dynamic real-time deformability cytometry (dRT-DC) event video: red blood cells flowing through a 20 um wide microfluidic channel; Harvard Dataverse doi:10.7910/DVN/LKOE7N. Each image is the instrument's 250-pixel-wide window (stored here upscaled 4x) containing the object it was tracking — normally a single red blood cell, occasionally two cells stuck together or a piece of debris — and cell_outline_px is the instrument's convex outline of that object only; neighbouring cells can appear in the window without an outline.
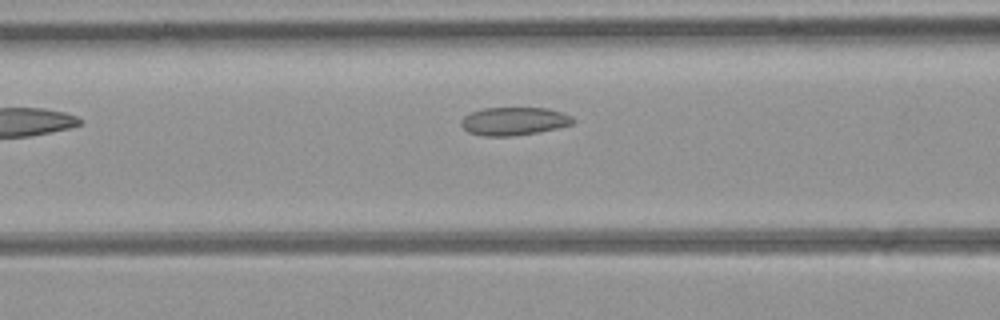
{"species": "common noctule bat (a hibernating species)", "species_latin": "Nyctalus noctula", "temperature_condition": "room temperature", "stored_images_in_passage": 5, "camera_frame_rate_fps": 3000, "um_per_image_px": 0.085, "animal": {"sex": "female", "body_mass_g": 21.9}, "frame": {"image": 1, "passage_image": 5, "time_ms": 4.667, "image_size_px": [1000, 320], "cell_outline_px": [[576, 120], [572, 124], [540, 132], [512, 136], [484, 136], [468, 132], [460, 124], [460, 120], [464, 116], [472, 112], [484, 108], [548, 108], [564, 112], [572, 116]], "centroid_in_image_um": [43.71, 10.3], "position_along_channel_um": 122.9, "area_um2": 18.44}}